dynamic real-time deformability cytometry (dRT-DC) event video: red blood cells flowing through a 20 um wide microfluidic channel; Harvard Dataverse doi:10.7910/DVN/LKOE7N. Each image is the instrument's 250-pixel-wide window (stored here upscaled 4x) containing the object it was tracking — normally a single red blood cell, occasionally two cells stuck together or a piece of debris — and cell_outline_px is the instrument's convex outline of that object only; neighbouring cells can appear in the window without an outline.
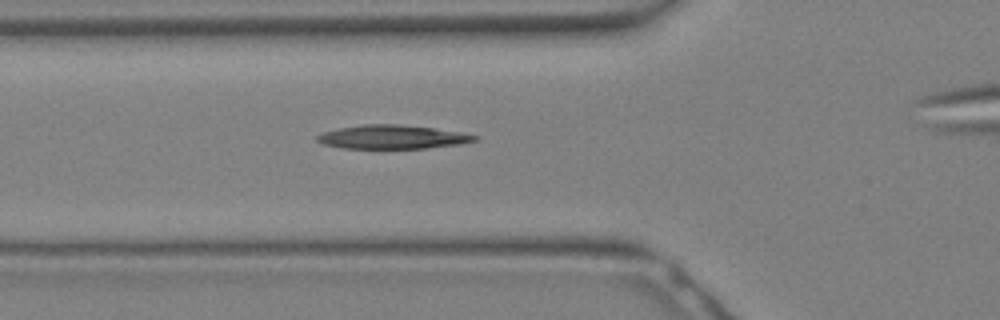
{"species": "Egyptian fruit bat (a non-hibernating species)", "species_latin": "Rousettus aegyptiacus", "temperature_condition": "warm", "stored_images_in_passage": 7, "camera_frame_rate_fps": 3000, "um_per_image_px": 0.085, "animal": {"sex": "female"}, "frame": {"image": 1, "passage_image": 3, "time_ms": 0.667, "image_size_px": [1000, 320], "cell_outline_px": [[480, 140], [460, 144], [428, 148], [344, 148], [324, 144], [316, 140], [316, 136], [324, 132], [340, 128], [364, 124], [396, 124], [432, 128], [464, 132], [480, 136]], "centroid_in_image_um": [33.44, 11.64], "position_along_channel_um": 92.4, "area_um2": 21.79}}
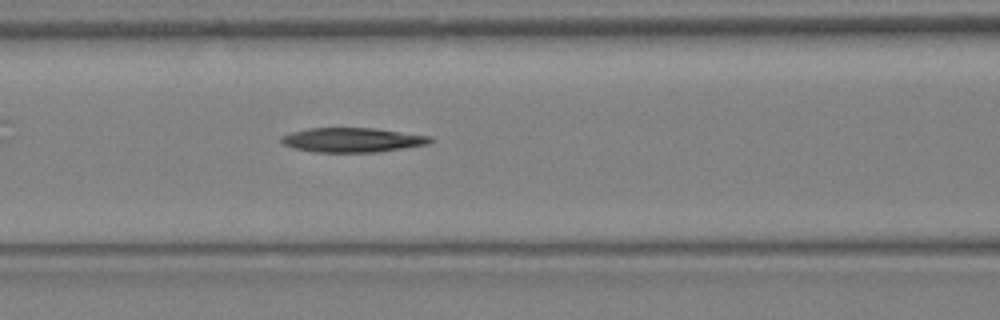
{"frame": {"image": 2, "passage_image": 5, "time_ms": 1.333, "image_size_px": [1000, 320], "cell_outline_px": [[436, 140], [432, 144], [376, 152], [316, 152], [292, 148], [284, 144], [280, 140], [280, 136], [292, 132], [308, 128], [372, 128], [432, 136]], "centroid_in_image_um": [30.0, 11.9], "position_along_channel_um": 136.6, "area_um2": 21.39}}
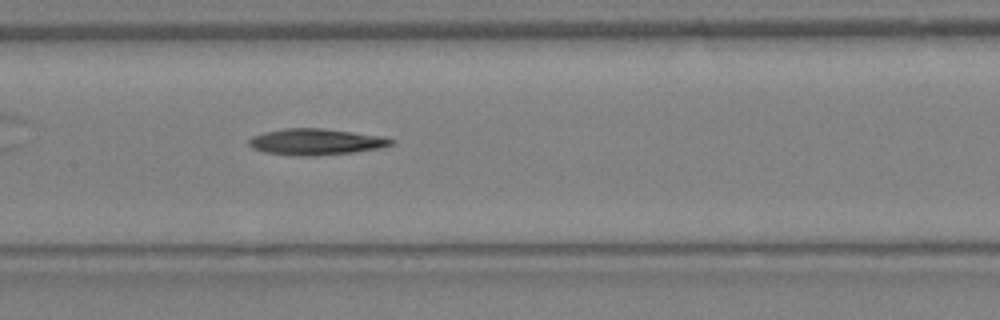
{"frame": {"image": 3, "passage_image": 7, "time_ms": 2.0, "image_size_px": [1000, 320], "cell_outline_px": [[396, 140], [392, 144], [380, 148], [352, 152], [308, 156], [296, 156], [264, 152], [252, 148], [248, 144], [248, 140], [252, 136], [264, 132], [284, 128], [324, 128], [384, 136]], "centroid_in_image_um": [26.84, 12.04], "position_along_channel_um": 180.6, "area_um2": 21.85}}